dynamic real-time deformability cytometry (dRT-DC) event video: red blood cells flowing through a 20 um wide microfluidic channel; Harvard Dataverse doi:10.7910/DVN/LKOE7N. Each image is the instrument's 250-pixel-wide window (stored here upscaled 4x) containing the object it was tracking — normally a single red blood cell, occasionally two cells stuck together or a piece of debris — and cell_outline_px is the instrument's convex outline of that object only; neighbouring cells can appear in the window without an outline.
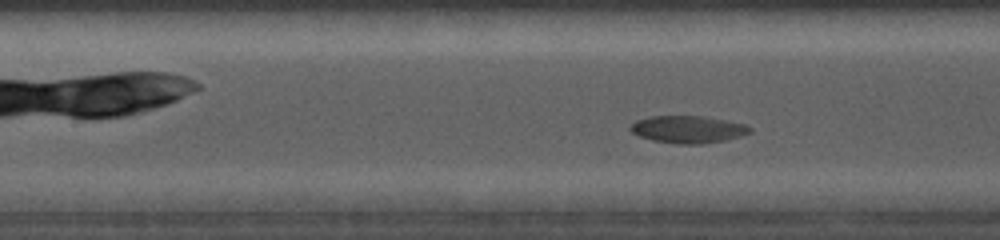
{"species": "common noctule bat (a hibernating species)", "species_latin": "Nyctalus noctula", "temperature_condition": "cold", "stored_images_in_passage": 48, "camera_frame_rate_fps": 5000, "um_per_image_px": 0.085, "animal": {"sex": "female", "body_mass_g": 19.0, "forearm_length_mm": 56.7}, "frame": {"image": 1, "passage_image": 23, "time_ms": 3.4, "image_size_px": [1000, 240], "cell_outline_px": [[752, 132], [740, 136], [724, 140], [704, 144], [676, 144], [652, 140], [640, 136], [632, 132], [628, 128], [636, 120], [648, 116], [704, 116], [744, 124], [752, 128]], "centroid_in_image_um": [58.46, 11.0], "position_along_channel_um": 148.9, "area_um2": 19.02}}
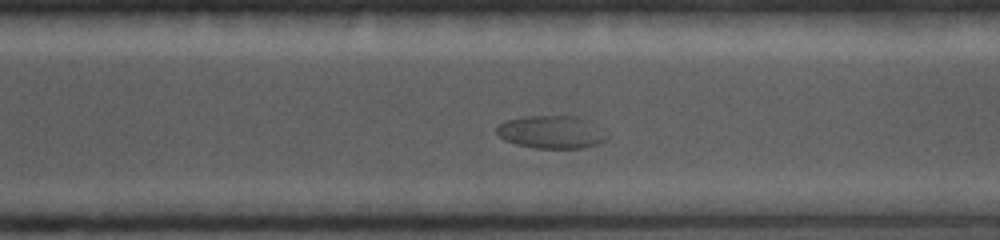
{"frame": {"image": 2, "passage_image": 37, "time_ms": 7.6, "image_size_px": [1000, 240], "cell_outline_px": [[608, 136], [604, 140], [596, 144], [580, 148], [536, 148], [516, 144], [504, 140], [496, 132], [496, 128], [500, 124], [508, 120], [524, 116], [572, 116], [588, 120]], "centroid_in_image_um": [46.82, 11.23], "position_along_channel_um": 323.8, "area_um2": 20.69}}
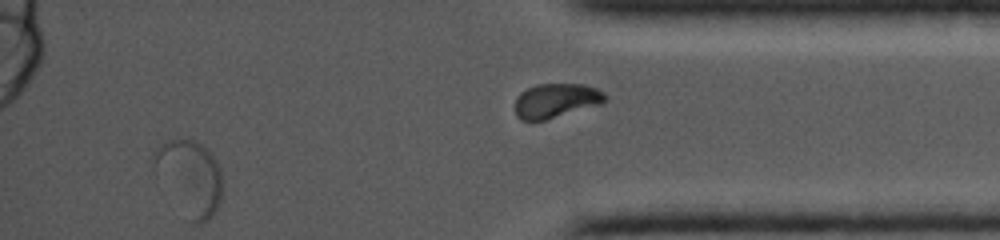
{"frame": {"image": 3, "passage_image": 47, "time_ms": 10.8, "image_size_px": [1000, 240], "cell_outline_px": [[220, 200], [212, 216], [208, 220], [200, 224], [196, 224], [192, 220], [152, 168], [152, 152], [160, 144], [168, 140], [196, 140], [208, 148], [216, 160], [220, 168]], "centroid_in_image_um": [16.11, 14.99], "position_along_channel_um": 419.1, "area_um2": 28.9}}